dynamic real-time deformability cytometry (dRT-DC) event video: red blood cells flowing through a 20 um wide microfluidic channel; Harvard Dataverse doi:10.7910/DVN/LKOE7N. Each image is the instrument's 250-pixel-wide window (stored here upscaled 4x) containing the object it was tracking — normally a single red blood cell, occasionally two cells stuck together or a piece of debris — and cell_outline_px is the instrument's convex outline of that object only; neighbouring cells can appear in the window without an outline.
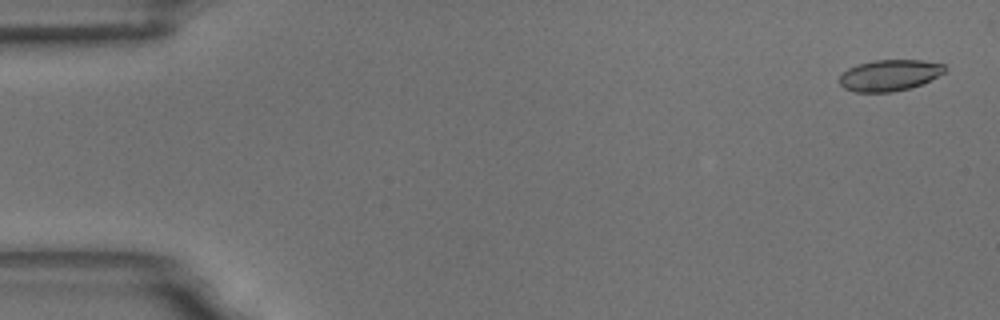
{"species": "common noctule bat (a hibernating species)", "species_latin": "Nyctalus noctula", "temperature_condition": "room temperature", "stored_images_in_passage": 56, "camera_frame_rate_fps": 3000, "um_per_image_px": 0.085, "animal": {"sex": "male", "body_mass_g": 18.8}, "frame": {"image": 1, "passage_image": 2, "time_ms": 0.333, "image_size_px": [1000, 320], "cell_outline_px": [[948, 68], [944, 72], [920, 84], [908, 88], [892, 92], [856, 92], [844, 88], [840, 84], [840, 76], [848, 68], [856, 64], [876, 60], [920, 60], [944, 64]], "centroid_in_image_um": [75.59, 6.39], "position_along_channel_um": 9.4, "area_um2": 18.96}}
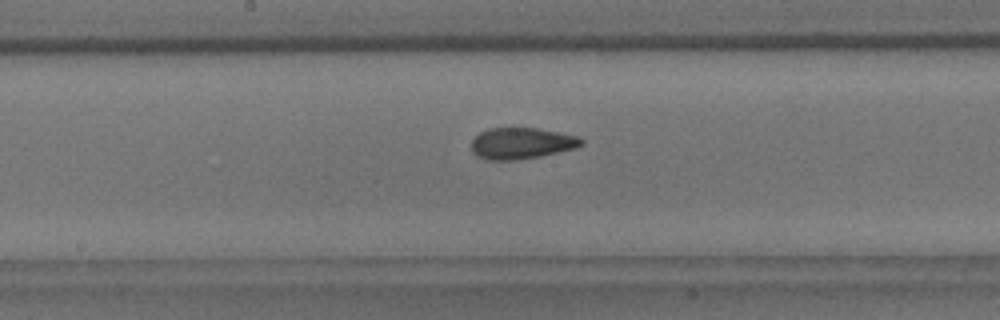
{"frame": {"image": 2, "passage_image": 29, "time_ms": 9.333, "image_size_px": [1000, 320], "cell_outline_px": [[584, 144], [576, 148], [540, 156], [512, 160], [484, 160], [476, 156], [472, 152], [472, 140], [480, 132], [488, 128], [540, 128], [576, 136], [584, 140]], "centroid_in_image_um": [44.31, 12.18], "position_along_channel_um": 203.9, "area_um2": 20.11}}
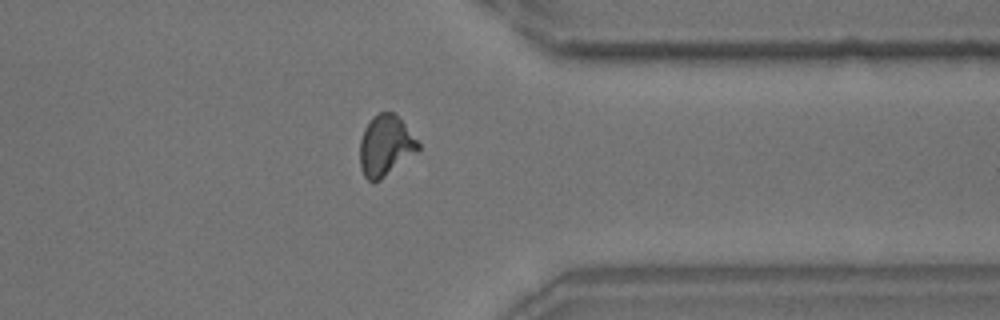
{"frame": {"image": 3, "passage_image": 44, "time_ms": 14.333, "image_size_px": [1000, 320], "cell_outline_px": [[420, 148], [416, 152], [380, 180], [372, 184], [364, 176], [360, 168], [360, 140], [364, 128], [372, 116], [380, 112], [392, 112], [404, 124], [420, 144]], "centroid_in_image_um": [32.73, 12.4], "position_along_channel_um": 378.7, "area_um2": 20.46}, "authors_computed_cell_mechanics": {"area_um2": 19.941, "velocity_mm_per_s": 3.6245, "shape_relaxation_time_tau1_ms": 7.4369, "shape_relaxation_time_tau2_ms": 1.8809, "deformation_change_tau1": 0.1851, "deformation_change_tau2": 0.0765}}